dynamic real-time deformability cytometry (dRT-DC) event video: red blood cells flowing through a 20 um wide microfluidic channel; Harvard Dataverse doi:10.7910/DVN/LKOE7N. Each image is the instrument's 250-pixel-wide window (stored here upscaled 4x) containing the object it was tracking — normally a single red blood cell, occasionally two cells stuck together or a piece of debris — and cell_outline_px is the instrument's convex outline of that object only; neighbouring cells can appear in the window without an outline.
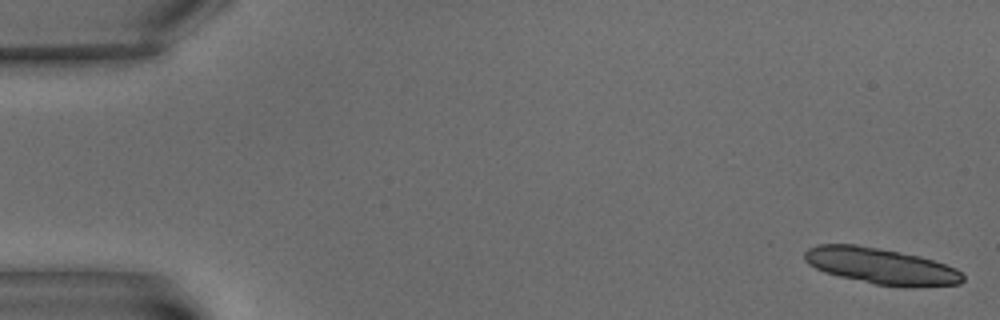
{"species": "common noctule bat (a hibernating species)", "species_latin": "Nyctalus noctula", "temperature_condition": "warm", "stored_images_in_passage": 7, "camera_frame_rate_fps": 3000, "um_per_image_px": 0.085, "animal": {"sex": "male", "body_mass_g": 15.6}, "frame": {"image": 1, "passage_image": 1, "time_ms": 0.0, "image_size_px": [1000, 320], "cell_outline_px": [[964, 280], [960, 284], [876, 284], [840, 276], [824, 272], [808, 264], [804, 260], [804, 252], [808, 248], [820, 244], [856, 244], [880, 248], [920, 256], [956, 268], [964, 276]], "centroid_in_image_um": [74.79, 22.56], "position_along_channel_um": 10.2, "area_um2": 32.19}}
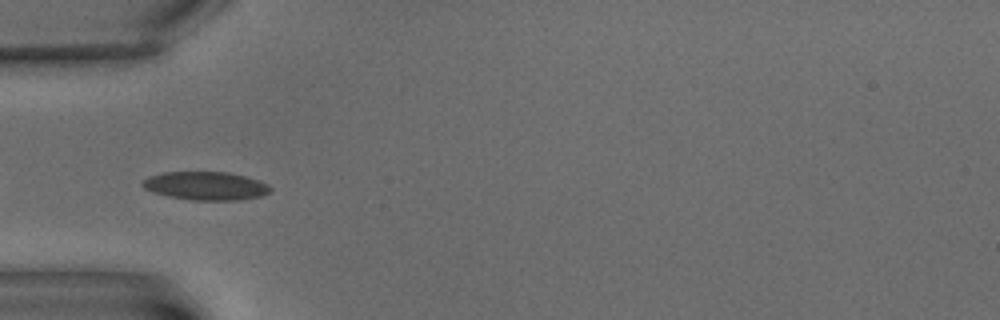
{"frame": {"image": 2, "passage_image": 6, "time_ms": 7.0, "image_size_px": [1000, 320], "cell_outline_px": [[272, 188], [264, 196], [240, 200], [192, 200], [168, 196], [152, 192], [144, 188], [140, 184], [148, 176], [164, 172], [228, 172], [244, 176], [268, 184]], "centroid_in_image_um": [17.48, 15.8], "position_along_channel_um": 67.5, "area_um2": 21.15}}